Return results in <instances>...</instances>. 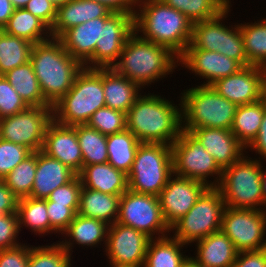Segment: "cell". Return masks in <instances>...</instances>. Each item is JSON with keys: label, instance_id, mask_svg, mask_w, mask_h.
I'll return each mask as SVG.
<instances>
[{"label": "cell", "instance_id": "obj_1", "mask_svg": "<svg viewBox=\"0 0 266 267\" xmlns=\"http://www.w3.org/2000/svg\"><path fill=\"white\" fill-rule=\"evenodd\" d=\"M127 130L141 143L171 145L182 132V103L179 107L159 95H140L126 113Z\"/></svg>", "mask_w": 266, "mask_h": 267}, {"label": "cell", "instance_id": "obj_2", "mask_svg": "<svg viewBox=\"0 0 266 267\" xmlns=\"http://www.w3.org/2000/svg\"><path fill=\"white\" fill-rule=\"evenodd\" d=\"M136 6L135 32L140 31L142 39L163 45L180 57L190 44L193 23L162 0H142Z\"/></svg>", "mask_w": 266, "mask_h": 267}, {"label": "cell", "instance_id": "obj_3", "mask_svg": "<svg viewBox=\"0 0 266 267\" xmlns=\"http://www.w3.org/2000/svg\"><path fill=\"white\" fill-rule=\"evenodd\" d=\"M30 62L44 99L53 106L73 86L84 65L73 58L58 38L33 44Z\"/></svg>", "mask_w": 266, "mask_h": 267}, {"label": "cell", "instance_id": "obj_4", "mask_svg": "<svg viewBox=\"0 0 266 267\" xmlns=\"http://www.w3.org/2000/svg\"><path fill=\"white\" fill-rule=\"evenodd\" d=\"M178 62L179 57L169 48L144 40L134 32L112 68L142 88L172 74L180 65Z\"/></svg>", "mask_w": 266, "mask_h": 267}, {"label": "cell", "instance_id": "obj_5", "mask_svg": "<svg viewBox=\"0 0 266 267\" xmlns=\"http://www.w3.org/2000/svg\"><path fill=\"white\" fill-rule=\"evenodd\" d=\"M103 68L84 67L72 88L53 107V119L62 125L87 124L99 108L105 107Z\"/></svg>", "mask_w": 266, "mask_h": 267}, {"label": "cell", "instance_id": "obj_6", "mask_svg": "<svg viewBox=\"0 0 266 267\" xmlns=\"http://www.w3.org/2000/svg\"><path fill=\"white\" fill-rule=\"evenodd\" d=\"M182 130L222 128L231 130L237 105L220 96L211 85L183 90Z\"/></svg>", "mask_w": 266, "mask_h": 267}, {"label": "cell", "instance_id": "obj_7", "mask_svg": "<svg viewBox=\"0 0 266 267\" xmlns=\"http://www.w3.org/2000/svg\"><path fill=\"white\" fill-rule=\"evenodd\" d=\"M217 188L221 191L224 203L229 208L266 211V202L262 192L260 158L257 160V158L252 159L243 155L231 166L223 169Z\"/></svg>", "mask_w": 266, "mask_h": 267}, {"label": "cell", "instance_id": "obj_8", "mask_svg": "<svg viewBox=\"0 0 266 267\" xmlns=\"http://www.w3.org/2000/svg\"><path fill=\"white\" fill-rule=\"evenodd\" d=\"M172 174L170 145L140 143L132 168L127 175L128 189L158 197Z\"/></svg>", "mask_w": 266, "mask_h": 267}, {"label": "cell", "instance_id": "obj_9", "mask_svg": "<svg viewBox=\"0 0 266 267\" xmlns=\"http://www.w3.org/2000/svg\"><path fill=\"white\" fill-rule=\"evenodd\" d=\"M225 203L217 187H208L194 206L171 227L173 237L189 245L221 230Z\"/></svg>", "mask_w": 266, "mask_h": 267}, {"label": "cell", "instance_id": "obj_10", "mask_svg": "<svg viewBox=\"0 0 266 267\" xmlns=\"http://www.w3.org/2000/svg\"><path fill=\"white\" fill-rule=\"evenodd\" d=\"M231 0H227V8L218 16L193 24L190 44L186 49H204L216 51L233 60L242 67L250 66L244 49V41L239 25L226 26L221 21L230 12Z\"/></svg>", "mask_w": 266, "mask_h": 267}, {"label": "cell", "instance_id": "obj_11", "mask_svg": "<svg viewBox=\"0 0 266 267\" xmlns=\"http://www.w3.org/2000/svg\"><path fill=\"white\" fill-rule=\"evenodd\" d=\"M170 146L174 175L202 182L208 187L220 184L223 170L189 131L182 130ZM208 176L215 177L214 181H209Z\"/></svg>", "mask_w": 266, "mask_h": 267}, {"label": "cell", "instance_id": "obj_12", "mask_svg": "<svg viewBox=\"0 0 266 267\" xmlns=\"http://www.w3.org/2000/svg\"><path fill=\"white\" fill-rule=\"evenodd\" d=\"M116 222L133 227L151 239L170 235V228L163 218L158 197L136 193L129 189L120 197Z\"/></svg>", "mask_w": 266, "mask_h": 267}, {"label": "cell", "instance_id": "obj_13", "mask_svg": "<svg viewBox=\"0 0 266 267\" xmlns=\"http://www.w3.org/2000/svg\"><path fill=\"white\" fill-rule=\"evenodd\" d=\"M52 120V106H29L13 116L0 119V138L22 145L31 152L40 151Z\"/></svg>", "mask_w": 266, "mask_h": 267}, {"label": "cell", "instance_id": "obj_14", "mask_svg": "<svg viewBox=\"0 0 266 267\" xmlns=\"http://www.w3.org/2000/svg\"><path fill=\"white\" fill-rule=\"evenodd\" d=\"M221 231L232 241L238 252L266 248V211L226 206Z\"/></svg>", "mask_w": 266, "mask_h": 267}, {"label": "cell", "instance_id": "obj_15", "mask_svg": "<svg viewBox=\"0 0 266 267\" xmlns=\"http://www.w3.org/2000/svg\"><path fill=\"white\" fill-rule=\"evenodd\" d=\"M150 237L115 222L108 227L106 255L111 267H143Z\"/></svg>", "mask_w": 266, "mask_h": 267}, {"label": "cell", "instance_id": "obj_16", "mask_svg": "<svg viewBox=\"0 0 266 267\" xmlns=\"http://www.w3.org/2000/svg\"><path fill=\"white\" fill-rule=\"evenodd\" d=\"M134 32V14L114 12L101 25L100 40L94 51V68H111Z\"/></svg>", "mask_w": 266, "mask_h": 267}, {"label": "cell", "instance_id": "obj_17", "mask_svg": "<svg viewBox=\"0 0 266 267\" xmlns=\"http://www.w3.org/2000/svg\"><path fill=\"white\" fill-rule=\"evenodd\" d=\"M207 188L202 182L174 173L169 177L158 196L163 218L169 228L194 206Z\"/></svg>", "mask_w": 266, "mask_h": 267}, {"label": "cell", "instance_id": "obj_18", "mask_svg": "<svg viewBox=\"0 0 266 267\" xmlns=\"http://www.w3.org/2000/svg\"><path fill=\"white\" fill-rule=\"evenodd\" d=\"M211 86L237 106L256 102L265 97L263 67H243L233 75L216 80Z\"/></svg>", "mask_w": 266, "mask_h": 267}, {"label": "cell", "instance_id": "obj_19", "mask_svg": "<svg viewBox=\"0 0 266 267\" xmlns=\"http://www.w3.org/2000/svg\"><path fill=\"white\" fill-rule=\"evenodd\" d=\"M41 151L59 160L77 175L83 168V157L75 126L62 125L53 119L46 129Z\"/></svg>", "mask_w": 266, "mask_h": 267}, {"label": "cell", "instance_id": "obj_20", "mask_svg": "<svg viewBox=\"0 0 266 267\" xmlns=\"http://www.w3.org/2000/svg\"><path fill=\"white\" fill-rule=\"evenodd\" d=\"M180 63L197 77L205 78L206 82L202 85H211L216 80L233 75L243 68L236 60L204 49H186L179 57Z\"/></svg>", "mask_w": 266, "mask_h": 267}, {"label": "cell", "instance_id": "obj_21", "mask_svg": "<svg viewBox=\"0 0 266 267\" xmlns=\"http://www.w3.org/2000/svg\"><path fill=\"white\" fill-rule=\"evenodd\" d=\"M189 132L203 144L222 170L239 160L246 150L231 130L201 127L191 129Z\"/></svg>", "mask_w": 266, "mask_h": 267}, {"label": "cell", "instance_id": "obj_22", "mask_svg": "<svg viewBox=\"0 0 266 267\" xmlns=\"http://www.w3.org/2000/svg\"><path fill=\"white\" fill-rule=\"evenodd\" d=\"M108 18L100 17L73 26L58 38L64 49L86 68H94V51L97 40H100L101 25Z\"/></svg>", "mask_w": 266, "mask_h": 267}, {"label": "cell", "instance_id": "obj_23", "mask_svg": "<svg viewBox=\"0 0 266 267\" xmlns=\"http://www.w3.org/2000/svg\"><path fill=\"white\" fill-rule=\"evenodd\" d=\"M114 12L95 0H69L57 7L56 19L52 26V38H59L69 28L89 20L110 17Z\"/></svg>", "mask_w": 266, "mask_h": 267}, {"label": "cell", "instance_id": "obj_24", "mask_svg": "<svg viewBox=\"0 0 266 267\" xmlns=\"http://www.w3.org/2000/svg\"><path fill=\"white\" fill-rule=\"evenodd\" d=\"M77 174L57 159L37 151V168L29 197L47 199L56 188L70 182Z\"/></svg>", "mask_w": 266, "mask_h": 267}, {"label": "cell", "instance_id": "obj_25", "mask_svg": "<svg viewBox=\"0 0 266 267\" xmlns=\"http://www.w3.org/2000/svg\"><path fill=\"white\" fill-rule=\"evenodd\" d=\"M196 244V256L192 257L200 267H232L238 251L232 241L220 230Z\"/></svg>", "mask_w": 266, "mask_h": 267}, {"label": "cell", "instance_id": "obj_26", "mask_svg": "<svg viewBox=\"0 0 266 267\" xmlns=\"http://www.w3.org/2000/svg\"><path fill=\"white\" fill-rule=\"evenodd\" d=\"M82 187L112 195H122L128 190L127 174L108 162L86 165L78 174Z\"/></svg>", "mask_w": 266, "mask_h": 267}, {"label": "cell", "instance_id": "obj_27", "mask_svg": "<svg viewBox=\"0 0 266 267\" xmlns=\"http://www.w3.org/2000/svg\"><path fill=\"white\" fill-rule=\"evenodd\" d=\"M109 225L103 221L75 215L74 220L69 224L68 228L62 233L69 239L58 241L59 244L71 255L72 248L75 244L88 247H98L99 243L107 244V231ZM98 244V245H97ZM97 245V246H96Z\"/></svg>", "mask_w": 266, "mask_h": 267}, {"label": "cell", "instance_id": "obj_28", "mask_svg": "<svg viewBox=\"0 0 266 267\" xmlns=\"http://www.w3.org/2000/svg\"><path fill=\"white\" fill-rule=\"evenodd\" d=\"M105 105L127 113L141 95V87L117 73L112 67L103 68Z\"/></svg>", "mask_w": 266, "mask_h": 267}, {"label": "cell", "instance_id": "obj_29", "mask_svg": "<svg viewBox=\"0 0 266 267\" xmlns=\"http://www.w3.org/2000/svg\"><path fill=\"white\" fill-rule=\"evenodd\" d=\"M121 195H112L82 187L78 214L105 222L109 226L117 221Z\"/></svg>", "mask_w": 266, "mask_h": 267}, {"label": "cell", "instance_id": "obj_30", "mask_svg": "<svg viewBox=\"0 0 266 267\" xmlns=\"http://www.w3.org/2000/svg\"><path fill=\"white\" fill-rule=\"evenodd\" d=\"M2 30L6 34L23 38L32 44L52 38L50 28L25 8L15 9Z\"/></svg>", "mask_w": 266, "mask_h": 267}, {"label": "cell", "instance_id": "obj_31", "mask_svg": "<svg viewBox=\"0 0 266 267\" xmlns=\"http://www.w3.org/2000/svg\"><path fill=\"white\" fill-rule=\"evenodd\" d=\"M265 110V97L237 107L231 131L245 147L256 138Z\"/></svg>", "mask_w": 266, "mask_h": 267}, {"label": "cell", "instance_id": "obj_32", "mask_svg": "<svg viewBox=\"0 0 266 267\" xmlns=\"http://www.w3.org/2000/svg\"><path fill=\"white\" fill-rule=\"evenodd\" d=\"M185 245L171 235L150 239L143 267H180L188 258L181 252Z\"/></svg>", "mask_w": 266, "mask_h": 267}, {"label": "cell", "instance_id": "obj_33", "mask_svg": "<svg viewBox=\"0 0 266 267\" xmlns=\"http://www.w3.org/2000/svg\"><path fill=\"white\" fill-rule=\"evenodd\" d=\"M4 76L28 106H51L43 97L30 61L8 71Z\"/></svg>", "mask_w": 266, "mask_h": 267}, {"label": "cell", "instance_id": "obj_34", "mask_svg": "<svg viewBox=\"0 0 266 267\" xmlns=\"http://www.w3.org/2000/svg\"><path fill=\"white\" fill-rule=\"evenodd\" d=\"M140 141L129 130L107 136L108 163L128 175Z\"/></svg>", "mask_w": 266, "mask_h": 267}, {"label": "cell", "instance_id": "obj_35", "mask_svg": "<svg viewBox=\"0 0 266 267\" xmlns=\"http://www.w3.org/2000/svg\"><path fill=\"white\" fill-rule=\"evenodd\" d=\"M19 228L27 227L34 234L45 235L46 233H58L49 222V217L46 208V199H34L24 197L19 199L17 208Z\"/></svg>", "mask_w": 266, "mask_h": 267}, {"label": "cell", "instance_id": "obj_36", "mask_svg": "<svg viewBox=\"0 0 266 267\" xmlns=\"http://www.w3.org/2000/svg\"><path fill=\"white\" fill-rule=\"evenodd\" d=\"M33 44L0 30V75L30 61Z\"/></svg>", "mask_w": 266, "mask_h": 267}, {"label": "cell", "instance_id": "obj_37", "mask_svg": "<svg viewBox=\"0 0 266 267\" xmlns=\"http://www.w3.org/2000/svg\"><path fill=\"white\" fill-rule=\"evenodd\" d=\"M83 157V167L108 161L107 136L87 124L75 125Z\"/></svg>", "mask_w": 266, "mask_h": 267}, {"label": "cell", "instance_id": "obj_38", "mask_svg": "<svg viewBox=\"0 0 266 267\" xmlns=\"http://www.w3.org/2000/svg\"><path fill=\"white\" fill-rule=\"evenodd\" d=\"M240 24L247 61L251 65L264 67L266 65V18L257 23Z\"/></svg>", "mask_w": 266, "mask_h": 267}, {"label": "cell", "instance_id": "obj_39", "mask_svg": "<svg viewBox=\"0 0 266 267\" xmlns=\"http://www.w3.org/2000/svg\"><path fill=\"white\" fill-rule=\"evenodd\" d=\"M183 13L193 24L212 19L227 8V0H162Z\"/></svg>", "mask_w": 266, "mask_h": 267}, {"label": "cell", "instance_id": "obj_40", "mask_svg": "<svg viewBox=\"0 0 266 267\" xmlns=\"http://www.w3.org/2000/svg\"><path fill=\"white\" fill-rule=\"evenodd\" d=\"M36 168L37 152H32L3 178L7 187L18 199L31 195Z\"/></svg>", "mask_w": 266, "mask_h": 267}, {"label": "cell", "instance_id": "obj_41", "mask_svg": "<svg viewBox=\"0 0 266 267\" xmlns=\"http://www.w3.org/2000/svg\"><path fill=\"white\" fill-rule=\"evenodd\" d=\"M71 255L57 242L50 246H32L28 267H70Z\"/></svg>", "mask_w": 266, "mask_h": 267}, {"label": "cell", "instance_id": "obj_42", "mask_svg": "<svg viewBox=\"0 0 266 267\" xmlns=\"http://www.w3.org/2000/svg\"><path fill=\"white\" fill-rule=\"evenodd\" d=\"M87 125L106 136L119 133L127 129L126 113L105 106L93 113Z\"/></svg>", "mask_w": 266, "mask_h": 267}, {"label": "cell", "instance_id": "obj_43", "mask_svg": "<svg viewBox=\"0 0 266 267\" xmlns=\"http://www.w3.org/2000/svg\"><path fill=\"white\" fill-rule=\"evenodd\" d=\"M31 153L22 145L0 138V179H3Z\"/></svg>", "mask_w": 266, "mask_h": 267}, {"label": "cell", "instance_id": "obj_44", "mask_svg": "<svg viewBox=\"0 0 266 267\" xmlns=\"http://www.w3.org/2000/svg\"><path fill=\"white\" fill-rule=\"evenodd\" d=\"M28 107L5 76L0 75V119L13 116Z\"/></svg>", "mask_w": 266, "mask_h": 267}, {"label": "cell", "instance_id": "obj_45", "mask_svg": "<svg viewBox=\"0 0 266 267\" xmlns=\"http://www.w3.org/2000/svg\"><path fill=\"white\" fill-rule=\"evenodd\" d=\"M81 189V180L76 175L70 182L52 191L46 201H54L55 204H67L77 214L80 205Z\"/></svg>", "mask_w": 266, "mask_h": 267}, {"label": "cell", "instance_id": "obj_46", "mask_svg": "<svg viewBox=\"0 0 266 267\" xmlns=\"http://www.w3.org/2000/svg\"><path fill=\"white\" fill-rule=\"evenodd\" d=\"M20 228L17 213L0 214V250L21 245L18 238Z\"/></svg>", "mask_w": 266, "mask_h": 267}, {"label": "cell", "instance_id": "obj_47", "mask_svg": "<svg viewBox=\"0 0 266 267\" xmlns=\"http://www.w3.org/2000/svg\"><path fill=\"white\" fill-rule=\"evenodd\" d=\"M46 208L50 225L62 235L74 220L76 213L67 204H55L54 201H46Z\"/></svg>", "mask_w": 266, "mask_h": 267}, {"label": "cell", "instance_id": "obj_48", "mask_svg": "<svg viewBox=\"0 0 266 267\" xmlns=\"http://www.w3.org/2000/svg\"><path fill=\"white\" fill-rule=\"evenodd\" d=\"M30 248L22 243L12 249L0 250V267H28Z\"/></svg>", "mask_w": 266, "mask_h": 267}, {"label": "cell", "instance_id": "obj_49", "mask_svg": "<svg viewBox=\"0 0 266 267\" xmlns=\"http://www.w3.org/2000/svg\"><path fill=\"white\" fill-rule=\"evenodd\" d=\"M24 8L52 28L57 8L49 0H30Z\"/></svg>", "mask_w": 266, "mask_h": 267}, {"label": "cell", "instance_id": "obj_50", "mask_svg": "<svg viewBox=\"0 0 266 267\" xmlns=\"http://www.w3.org/2000/svg\"><path fill=\"white\" fill-rule=\"evenodd\" d=\"M232 267H266V248L238 252Z\"/></svg>", "mask_w": 266, "mask_h": 267}, {"label": "cell", "instance_id": "obj_51", "mask_svg": "<svg viewBox=\"0 0 266 267\" xmlns=\"http://www.w3.org/2000/svg\"><path fill=\"white\" fill-rule=\"evenodd\" d=\"M19 199L0 179V214L17 213Z\"/></svg>", "mask_w": 266, "mask_h": 267}, {"label": "cell", "instance_id": "obj_52", "mask_svg": "<svg viewBox=\"0 0 266 267\" xmlns=\"http://www.w3.org/2000/svg\"><path fill=\"white\" fill-rule=\"evenodd\" d=\"M248 148L251 151L253 150L255 153H258L259 156L261 155V159L266 158V110L258 134L256 138L246 147V149Z\"/></svg>", "mask_w": 266, "mask_h": 267}, {"label": "cell", "instance_id": "obj_53", "mask_svg": "<svg viewBox=\"0 0 266 267\" xmlns=\"http://www.w3.org/2000/svg\"><path fill=\"white\" fill-rule=\"evenodd\" d=\"M102 3L112 12H124L135 15L137 3L134 0H95Z\"/></svg>", "mask_w": 266, "mask_h": 267}, {"label": "cell", "instance_id": "obj_54", "mask_svg": "<svg viewBox=\"0 0 266 267\" xmlns=\"http://www.w3.org/2000/svg\"><path fill=\"white\" fill-rule=\"evenodd\" d=\"M14 10L10 0H0V30L7 24Z\"/></svg>", "mask_w": 266, "mask_h": 267}, {"label": "cell", "instance_id": "obj_55", "mask_svg": "<svg viewBox=\"0 0 266 267\" xmlns=\"http://www.w3.org/2000/svg\"><path fill=\"white\" fill-rule=\"evenodd\" d=\"M261 183H262V192L264 195V200L266 202V170L264 171L262 163H261Z\"/></svg>", "mask_w": 266, "mask_h": 267}, {"label": "cell", "instance_id": "obj_56", "mask_svg": "<svg viewBox=\"0 0 266 267\" xmlns=\"http://www.w3.org/2000/svg\"><path fill=\"white\" fill-rule=\"evenodd\" d=\"M15 9L24 8L30 0H10Z\"/></svg>", "mask_w": 266, "mask_h": 267}, {"label": "cell", "instance_id": "obj_57", "mask_svg": "<svg viewBox=\"0 0 266 267\" xmlns=\"http://www.w3.org/2000/svg\"><path fill=\"white\" fill-rule=\"evenodd\" d=\"M180 267H200V266L191 256H189Z\"/></svg>", "mask_w": 266, "mask_h": 267}, {"label": "cell", "instance_id": "obj_58", "mask_svg": "<svg viewBox=\"0 0 266 267\" xmlns=\"http://www.w3.org/2000/svg\"><path fill=\"white\" fill-rule=\"evenodd\" d=\"M56 8L66 4L69 0H49Z\"/></svg>", "mask_w": 266, "mask_h": 267}, {"label": "cell", "instance_id": "obj_59", "mask_svg": "<svg viewBox=\"0 0 266 267\" xmlns=\"http://www.w3.org/2000/svg\"><path fill=\"white\" fill-rule=\"evenodd\" d=\"M264 71V86H265V98H266V65L263 67Z\"/></svg>", "mask_w": 266, "mask_h": 267}]
</instances>
